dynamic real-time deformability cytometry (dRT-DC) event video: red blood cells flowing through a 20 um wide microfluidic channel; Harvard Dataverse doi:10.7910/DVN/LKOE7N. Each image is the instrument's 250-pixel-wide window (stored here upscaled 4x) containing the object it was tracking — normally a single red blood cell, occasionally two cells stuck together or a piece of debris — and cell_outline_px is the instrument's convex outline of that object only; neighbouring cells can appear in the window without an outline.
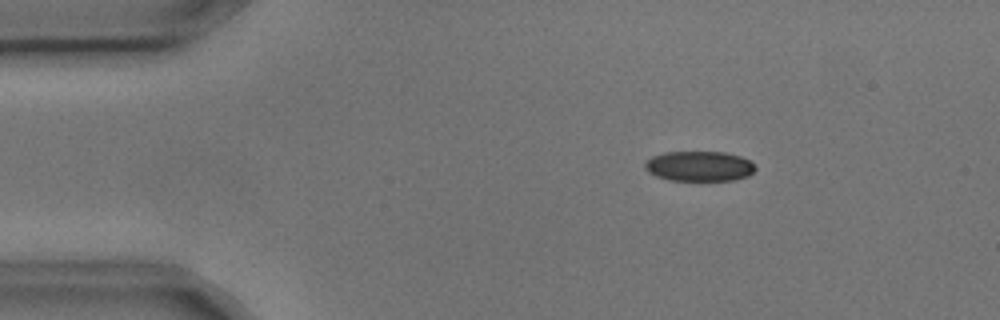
{"species": "common noctule bat (a hibernating species)", "species_latin": "Nyctalus noctula", "temperature_condition": "cold", "stored_images_in_passage": 3, "camera_frame_rate_fps": 3000, "um_per_image_px": 0.085, "animal": {"sex": "male", "body_mass_g": 17.9, "forearm_length_mm": 54.2}, "frame": {"image": 1, "passage_image": 1, "time_ms": 0.0, "image_size_px": [1000, 320], "cell_outline_px": [[756, 168], [748, 176], [736, 180], [668, 180], [656, 176], [648, 172], [644, 168], [644, 164], [652, 156], [664, 152], [724, 152], [740, 156], [748, 160]], "centroid_in_image_um": [59.41, 14.13], "position_along_channel_um": 25.6, "area_um2": 19.31}}